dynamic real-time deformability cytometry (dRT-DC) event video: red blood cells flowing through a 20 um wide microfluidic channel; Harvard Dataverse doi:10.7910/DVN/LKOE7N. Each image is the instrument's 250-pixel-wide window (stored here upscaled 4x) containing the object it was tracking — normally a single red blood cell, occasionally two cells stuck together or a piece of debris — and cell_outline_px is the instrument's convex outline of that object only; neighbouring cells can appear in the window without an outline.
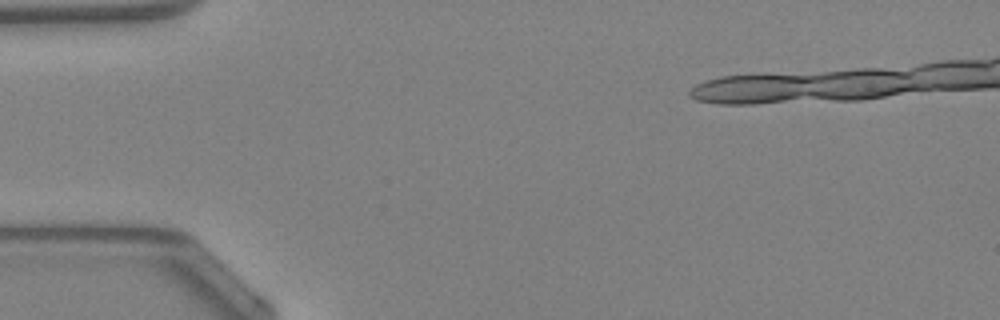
{"species": "Egyptian fruit bat (a non-hibernating species)", "species_latin": "Rousettus aegyptiacus", "temperature_condition": "warm", "stored_images_in_passage": 4, "segment_of_instrument_passage": [2, 2], "camera_frame_rate_fps": 3000, "um_per_image_px": 0.085, "animal": {"sex": "female"}, "frame": {"image": 1, "passage_image": 2, "time_ms": 0.333, "image_size_px": [1000, 320], "cell_outline_px": [[816, 92], [772, 100], [712, 100], [736, 76], [792, 76], [808, 80]], "centroid_in_image_um": [64.98, 7.5], "position_along_channel_um": 20.0, "area_um2": 13.87}}